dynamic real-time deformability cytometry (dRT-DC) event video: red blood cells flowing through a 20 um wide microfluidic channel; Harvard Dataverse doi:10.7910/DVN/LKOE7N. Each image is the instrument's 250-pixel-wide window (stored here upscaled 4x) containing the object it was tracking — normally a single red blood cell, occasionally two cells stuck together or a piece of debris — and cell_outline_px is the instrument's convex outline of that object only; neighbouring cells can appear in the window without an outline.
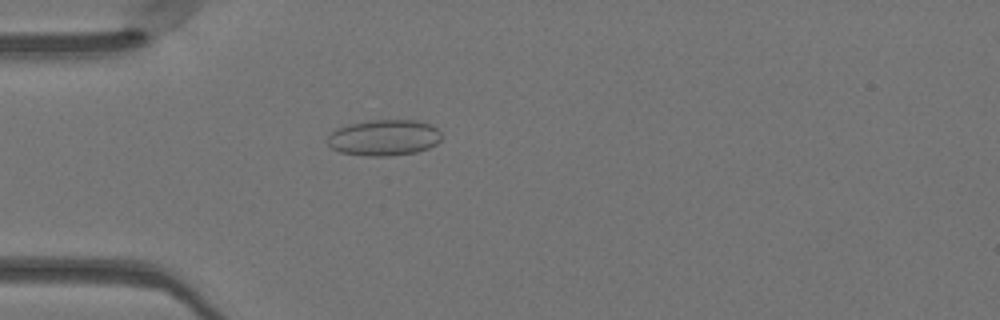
{"species": "Egyptian fruit bat (a non-hibernating species)", "species_latin": "Rousettus aegyptiacus", "temperature_condition": "warm", "stored_images_in_passage": 48, "camera_frame_rate_fps": 3000, "um_per_image_px": 0.085, "animal": {"sex": "female"}, "frame": {"image": 1, "passage_image": 15, "time_ms": 4.667, "image_size_px": [1000, 320], "cell_outline_px": [[440, 140], [436, 144], [428, 148], [416, 152], [392, 156], [364, 156], [340, 152], [332, 148], [328, 144], [328, 136], [336, 128], [348, 124], [368, 120], [416, 120], [432, 124], [440, 132]], "centroid_in_image_um": [32.64, 11.7], "position_along_channel_um": 52.4, "area_um2": 24.1}}
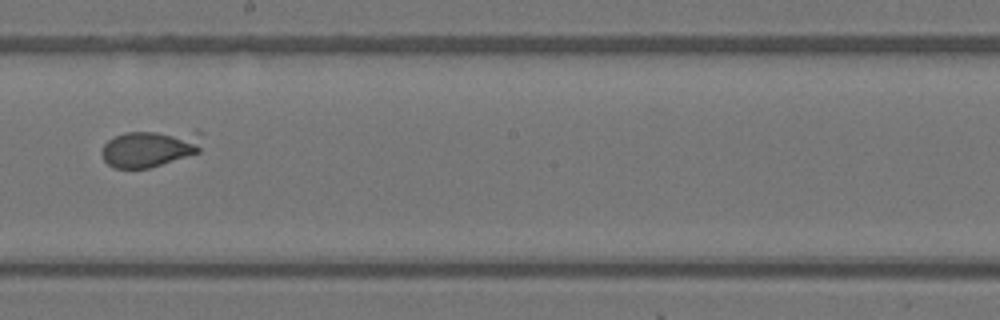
{"frame": {"image": 2, "passage_image": 29, "time_ms": 9.333, "image_size_px": [1000, 320], "cell_outline_px": [[204, 132], [200, 152], [148, 168], [116, 168], [108, 164], [104, 160], [100, 152], [104, 144], [108, 140], [124, 132], [196, 128]], "centroid_in_image_um": [12.85, 12.54], "position_along_channel_um": 235.4, "area_um2": 22.6}}
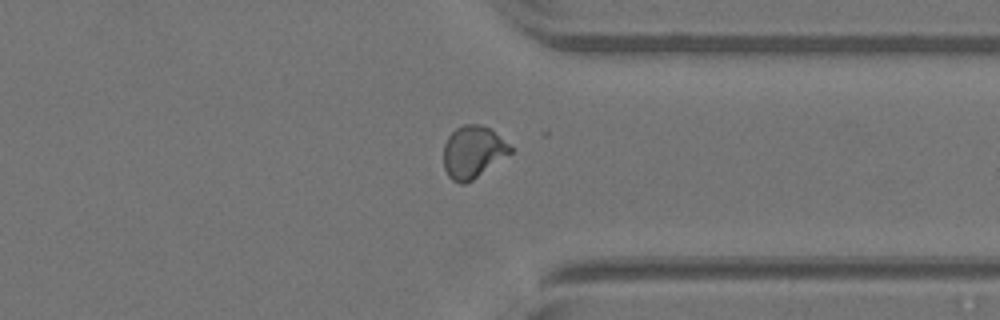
{"frame": {"image": 3, "passage_image": 39, "time_ms": 12.667, "image_size_px": [1000, 320], "cell_outline_px": [[512, 152], [472, 180], [464, 184], [460, 184], [452, 180], [448, 176], [444, 168], [444, 144], [448, 136], [456, 128], [464, 124], [480, 124], [488, 128], [508, 144], [512, 148]], "centroid_in_image_um": [40.16, 12.93], "position_along_channel_um": 371.2, "area_um2": 20.0}}